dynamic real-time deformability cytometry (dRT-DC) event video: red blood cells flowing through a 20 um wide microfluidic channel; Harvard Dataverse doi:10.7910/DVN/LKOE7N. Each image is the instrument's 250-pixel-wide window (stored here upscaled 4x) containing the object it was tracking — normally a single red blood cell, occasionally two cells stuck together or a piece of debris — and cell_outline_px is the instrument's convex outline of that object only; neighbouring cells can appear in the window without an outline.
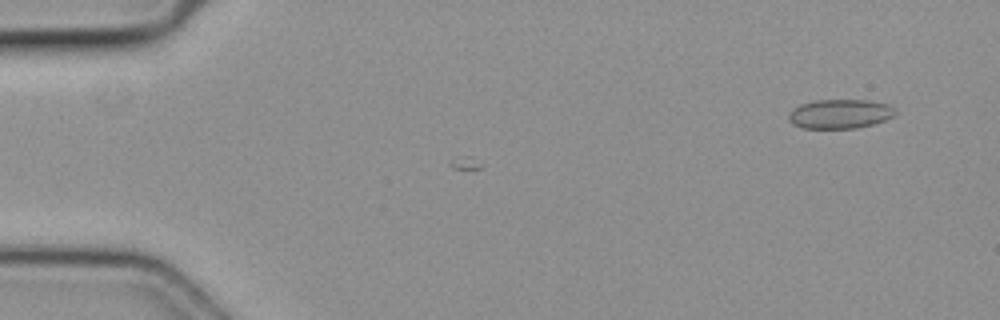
{"species": "common noctule bat (a hibernating species)", "species_latin": "Nyctalus noctula", "temperature_condition": "cold", "stored_images_in_passage": 4, "camera_frame_rate_fps": 3000, "um_per_image_px": 0.085, "animal": {"sex": "female", "body_mass_g": 19.3, "forearm_length_mm": 54.1}, "frame": {"image": 1, "passage_image": 1, "time_ms": 0.0, "image_size_px": [1000, 320], "cell_outline_px": [[896, 112], [892, 116], [884, 120], [872, 124], [856, 128], [804, 128], [792, 124], [788, 120], [788, 112], [792, 108], [800, 104], [816, 100], [868, 100], [888, 104]], "centroid_in_image_um": [71.33, 9.67], "position_along_channel_um": 13.7, "area_um2": 18.15}}